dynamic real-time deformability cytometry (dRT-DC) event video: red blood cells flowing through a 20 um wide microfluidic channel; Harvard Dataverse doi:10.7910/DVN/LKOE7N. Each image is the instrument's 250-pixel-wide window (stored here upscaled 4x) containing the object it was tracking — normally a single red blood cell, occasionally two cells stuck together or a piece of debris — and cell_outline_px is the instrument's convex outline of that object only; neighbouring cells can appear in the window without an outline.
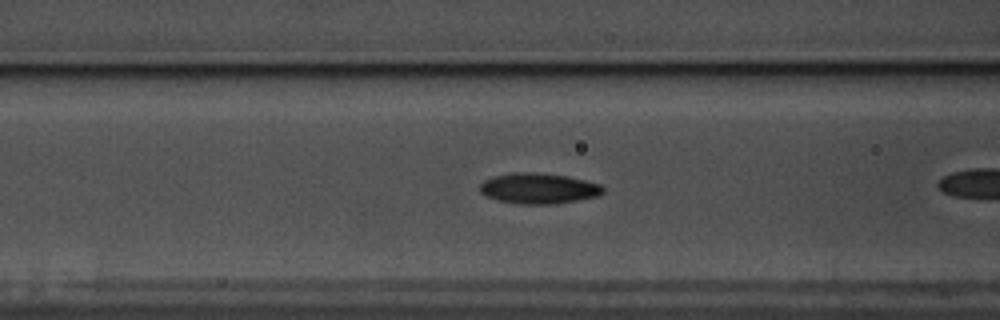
{"species": "common noctule bat (a hibernating species)", "species_latin": "Nyctalus noctula", "temperature_condition": "warm", "stored_images_in_passage": 27, "camera_frame_rate_fps": 3000, "um_per_image_px": 0.085, "animal": {"sex": "male", "body_mass_g": 17.5, "forearm_length_mm": 52.3}, "frame": {"image": 1, "passage_image": 5, "time_ms": 1.333, "image_size_px": [1000, 320], "cell_outline_px": [[604, 192], [596, 196], [576, 200], [552, 204], [516, 204], [500, 200], [488, 196], [480, 192], [480, 184], [484, 180], [492, 176], [512, 172], [536, 172], [568, 176], [600, 184], [604, 188]], "centroid_in_image_um": [45.76, 16.0], "position_along_channel_um": 120.8, "area_um2": 21.91}}
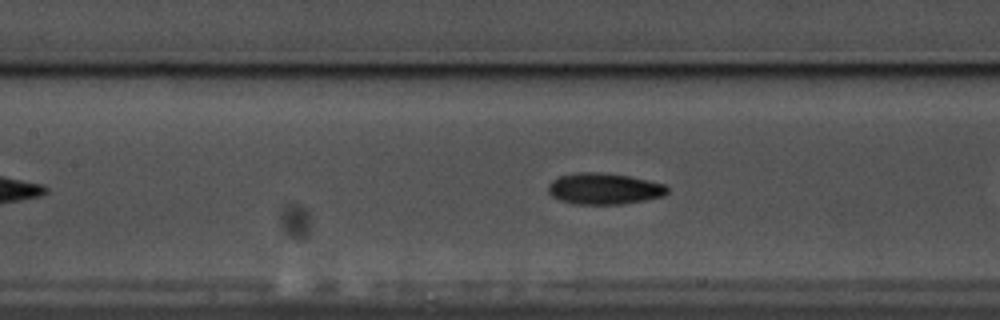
{"frame": {"image": 2, "passage_image": 8, "time_ms": 2.333, "image_size_px": [1000, 320], "cell_outline_px": [[668, 192], [664, 196], [644, 200], [620, 204], [576, 204], [560, 200], [552, 196], [548, 192], [548, 184], [552, 180], [560, 176], [576, 172], [604, 172], [628, 176], [664, 184], [668, 188]], "centroid_in_image_um": [51.32, 16.03], "position_along_channel_um": 156.1, "area_um2": 21.68}}
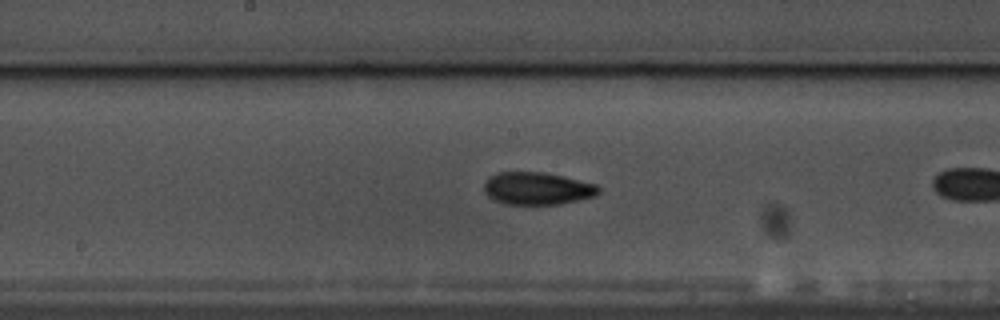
{"frame": {"image": 3, "passage_image": 12, "time_ms": 3.667, "image_size_px": [1000, 320], "cell_outline_px": [[600, 192], [596, 196], [580, 200], [560, 204], [504, 204], [488, 196], [484, 192], [484, 184], [496, 172], [544, 172], [564, 176], [596, 184], [600, 188]], "centroid_in_image_um": [45.7, 16.02], "position_along_channel_um": 202.5, "area_um2": 21.73}}